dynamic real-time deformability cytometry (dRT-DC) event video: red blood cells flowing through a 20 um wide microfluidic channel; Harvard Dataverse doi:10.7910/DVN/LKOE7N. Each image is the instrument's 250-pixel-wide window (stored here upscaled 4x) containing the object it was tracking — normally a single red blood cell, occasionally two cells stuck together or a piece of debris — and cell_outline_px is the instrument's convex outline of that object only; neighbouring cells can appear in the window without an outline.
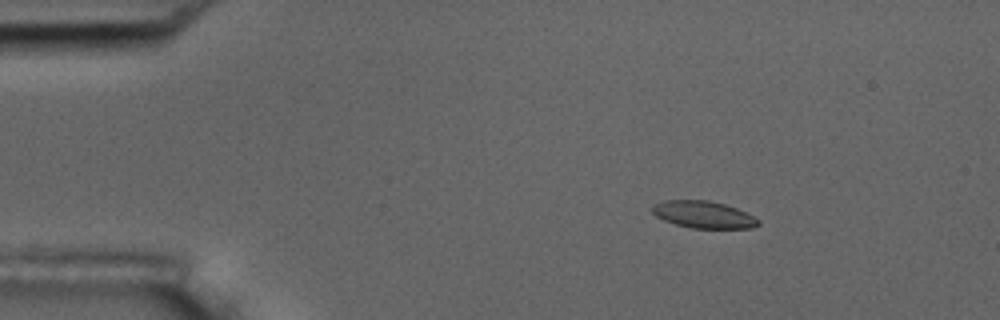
{"species": "common noctule bat (a hibernating species)", "species_latin": "Nyctalus noctula", "temperature_condition": "room temperature", "stored_images_in_passage": 5, "camera_frame_rate_fps": 3000, "um_per_image_px": 0.085, "animal": {"sex": "male", "body_mass_g": 17.5, "forearm_length_mm": 52.3}, "frame": {"image": 1, "passage_image": 2, "time_ms": 1.333, "image_size_px": [1000, 320], "cell_outline_px": [[760, 224], [752, 228], [692, 228], [676, 224], [664, 220], [656, 216], [652, 212], [652, 208], [656, 204], [664, 200], [708, 200], [724, 204], [736, 208], [760, 220]], "centroid_in_image_um": [59.8, 18.24], "position_along_channel_um": 25.2, "area_um2": 16.53}}